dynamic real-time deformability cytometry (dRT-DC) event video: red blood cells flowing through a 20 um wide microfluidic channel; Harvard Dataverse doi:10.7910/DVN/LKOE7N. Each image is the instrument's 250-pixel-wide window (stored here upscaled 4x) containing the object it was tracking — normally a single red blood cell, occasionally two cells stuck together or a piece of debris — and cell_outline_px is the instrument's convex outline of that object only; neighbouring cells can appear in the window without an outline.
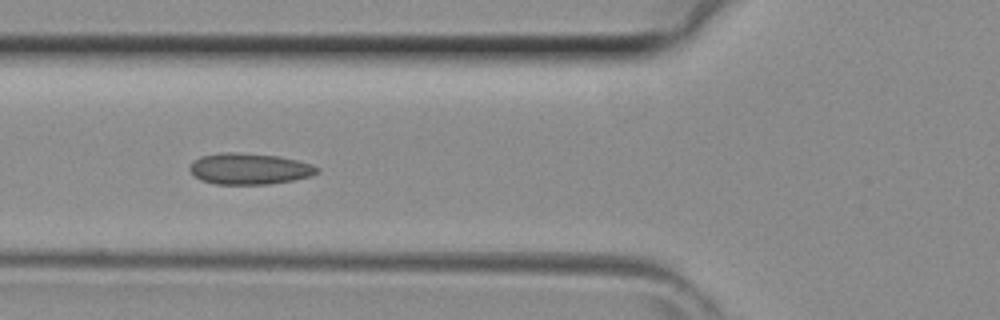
{"species": "common noctule bat (a hibernating species)", "species_latin": "Nyctalus noctula", "temperature_condition": "room temperature", "stored_images_in_passage": 36, "camera_frame_rate_fps": 3000, "um_per_image_px": 0.085, "animal": {"sex": "female", "body_mass_g": 29.2, "forearm_length_mm": 56.3}, "frame": {"image": 1, "passage_image": 10, "time_ms": 3.0, "image_size_px": [1000, 320], "cell_outline_px": [[320, 172], [312, 176], [292, 180], [268, 184], [216, 184], [200, 180], [188, 168], [200, 156], [224, 152], [236, 152], [280, 156], [312, 164], [320, 168]], "centroid_in_image_um": [21.24, 14.34], "position_along_channel_um": 104.6, "area_um2": 23.12}}
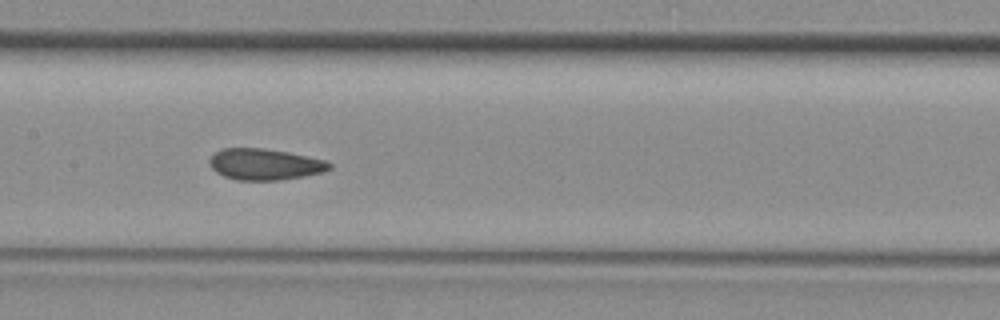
{"frame": {"image": 2, "passage_image": 15, "time_ms": 4.667, "image_size_px": [1000, 320], "cell_outline_px": [[332, 168], [324, 172], [304, 176], [280, 180], [236, 180], [224, 176], [216, 172], [212, 168], [208, 160], [216, 152], [224, 148], [260, 148], [288, 152], [324, 160], [332, 164]], "centroid_in_image_um": [22.51, 13.97], "position_along_channel_um": 184.9, "area_um2": 21.73}}
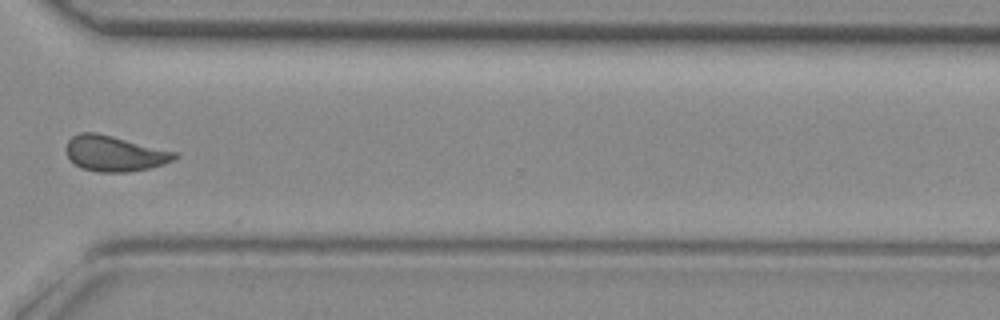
{"frame": {"image": 3, "passage_image": 26, "time_ms": 8.333, "image_size_px": [1000, 320], "cell_outline_px": [[180, 156], [164, 164], [148, 168], [128, 172], [96, 172], [80, 168], [68, 156], [64, 148], [68, 140], [72, 136], [80, 132], [96, 132], [176, 152]], "centroid_in_image_um": [9.7, 13.05], "position_along_channel_um": 360.9, "area_um2": 22.43}}